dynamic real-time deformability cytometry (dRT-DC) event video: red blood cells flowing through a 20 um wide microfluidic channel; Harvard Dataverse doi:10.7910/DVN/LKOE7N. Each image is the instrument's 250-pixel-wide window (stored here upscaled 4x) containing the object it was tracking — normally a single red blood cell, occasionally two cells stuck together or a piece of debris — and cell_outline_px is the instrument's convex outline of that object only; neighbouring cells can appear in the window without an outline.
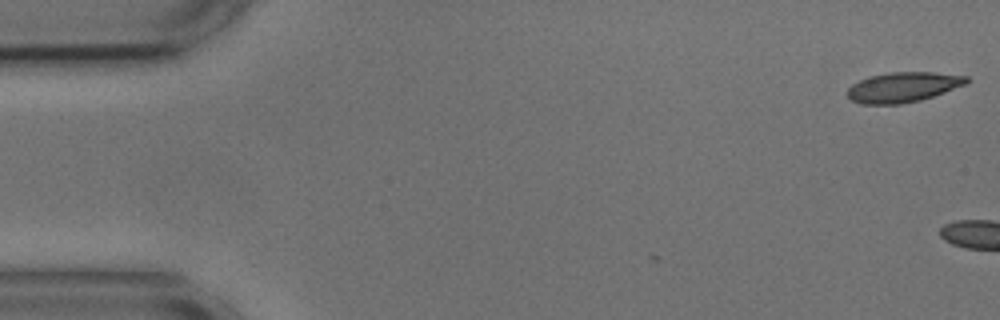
{"species": "common noctule bat (a hibernating species)", "species_latin": "Nyctalus noctula", "temperature_condition": "cold", "stored_images_in_passage": 4, "camera_frame_rate_fps": 3000, "um_per_image_px": 0.085, "animal": {"sex": "male", "body_mass_g": 17.9, "forearm_length_mm": 54.2}, "frame": {"image": 1, "passage_image": 1, "time_ms": 0.0, "image_size_px": [1000, 320], "cell_outline_px": [[968, 84], [920, 100], [900, 104], [864, 104], [852, 100], [848, 96], [848, 88], [852, 84], [868, 76], [888, 72], [932, 72], [968, 76]], "centroid_in_image_um": [76.77, 7.4], "position_along_channel_um": 8.2, "area_um2": 20.81}}